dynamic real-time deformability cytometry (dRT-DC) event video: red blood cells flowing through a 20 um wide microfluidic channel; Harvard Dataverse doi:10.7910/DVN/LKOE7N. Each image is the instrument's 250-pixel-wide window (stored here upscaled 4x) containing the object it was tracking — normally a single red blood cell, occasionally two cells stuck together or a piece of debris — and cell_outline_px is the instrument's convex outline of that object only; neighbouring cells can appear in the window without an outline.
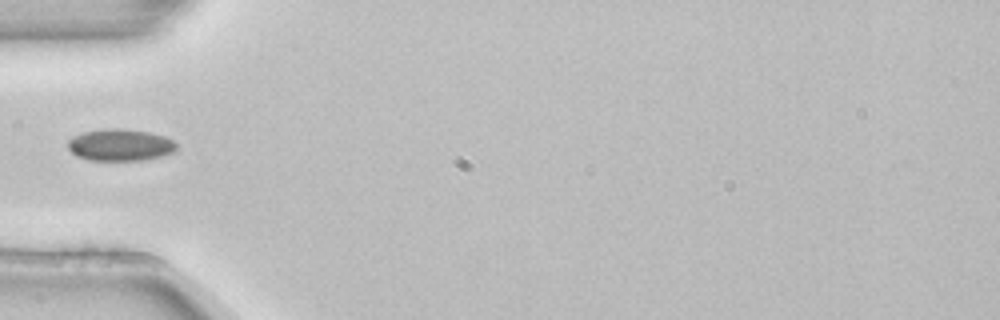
{"species": "common noctule bat (a hibernating species)", "species_latin": "Nyctalus noctula", "temperature_condition": "room temperature", "stored_images_in_passage": 5, "camera_frame_rate_fps": 3000, "um_per_image_px": 0.085, "animal": {"sex": "female", "body_mass_g": 22.7, "forearm_length_mm": 54.2}, "frame": {"image": 1, "passage_image": 5, "time_ms": 1.333, "image_size_px": [1000, 320], "cell_outline_px": [[176, 148], [172, 152], [160, 156], [140, 160], [88, 160], [76, 156], [68, 148], [68, 140], [84, 132], [108, 128], [120, 128], [148, 132], [164, 136], [172, 140], [176, 144]], "centroid_in_image_um": [10.19, 12.32], "position_along_channel_um": 74.8, "area_um2": 19.88}}